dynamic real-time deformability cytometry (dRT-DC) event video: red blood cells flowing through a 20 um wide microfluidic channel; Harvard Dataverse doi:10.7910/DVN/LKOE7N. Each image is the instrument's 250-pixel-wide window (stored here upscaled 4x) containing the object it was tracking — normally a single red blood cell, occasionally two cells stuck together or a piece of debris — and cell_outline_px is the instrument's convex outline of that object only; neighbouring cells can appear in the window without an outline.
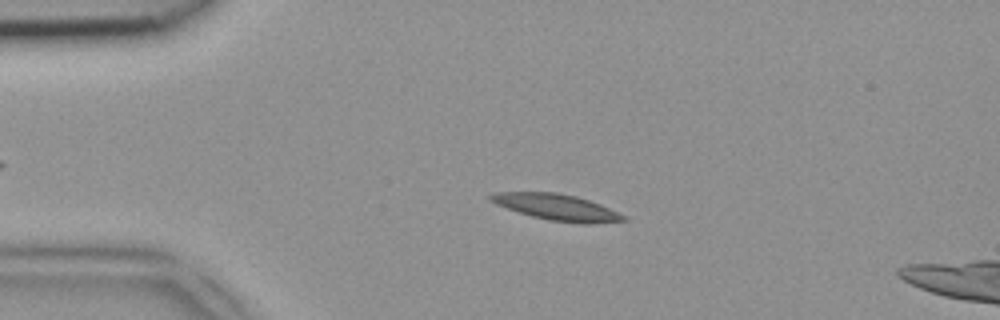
{"species": "common noctule bat (a hibernating species)", "species_latin": "Nyctalus noctula", "temperature_condition": "room temperature", "stored_images_in_passage": 42, "camera_frame_rate_fps": 3000, "um_per_image_px": 0.085, "animal": {"sex": "female", "body_mass_g": 18.4}, "frame": {"image": 1, "passage_image": 10, "time_ms": 3.0, "image_size_px": [1000, 320], "cell_outline_px": [[628, 220], [588, 224], [580, 224], [548, 220], [532, 216], [496, 204], [488, 200], [488, 196], [496, 192], [556, 192], [576, 196], [600, 204], [628, 216]], "centroid_in_image_um": [47.36, 17.62], "position_along_channel_um": 37.6, "area_um2": 20.29}}
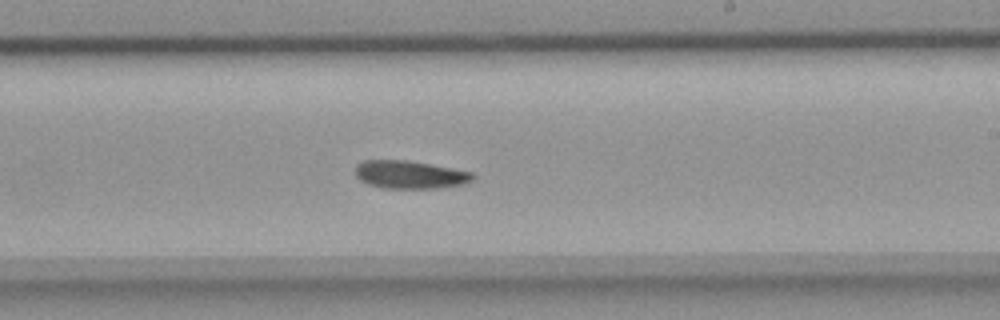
{"frame": {"image": 2, "passage_image": 28, "time_ms": 9.0, "image_size_px": [1000, 320], "cell_outline_px": [[476, 176], [472, 180], [464, 184], [436, 188], [384, 188], [368, 184], [360, 180], [356, 176], [356, 164], [364, 160], [404, 160], [452, 168], [472, 172]], "centroid_in_image_um": [34.83, 14.84], "position_along_channel_um": 254.2, "area_um2": 19.02}}
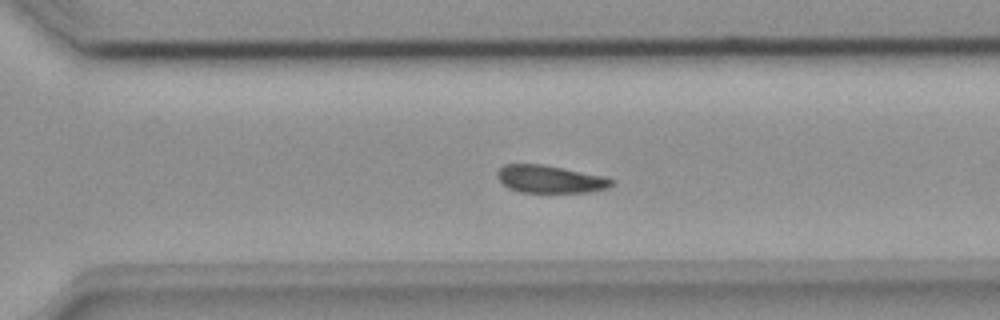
{"frame": {"image": 3, "passage_image": 33, "time_ms": 10.667, "image_size_px": [1000, 320], "cell_outline_px": [[616, 180], [608, 188], [588, 192], [520, 192], [508, 188], [496, 176], [496, 172], [504, 164], [540, 164], [608, 176]], "centroid_in_image_um": [46.79, 15.22], "position_along_channel_um": 323.8, "area_um2": 18.5}}